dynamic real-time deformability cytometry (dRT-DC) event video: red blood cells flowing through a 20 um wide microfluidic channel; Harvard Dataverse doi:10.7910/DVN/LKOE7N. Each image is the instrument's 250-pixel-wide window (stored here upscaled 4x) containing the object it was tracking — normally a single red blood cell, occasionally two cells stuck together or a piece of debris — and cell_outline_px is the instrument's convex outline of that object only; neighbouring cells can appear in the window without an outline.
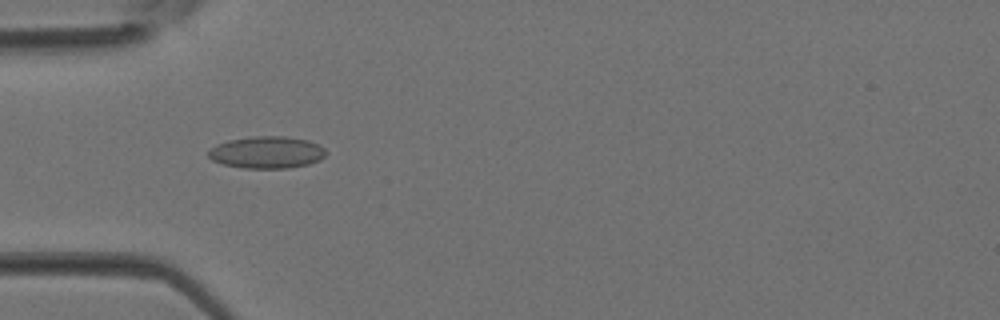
{"species": "Egyptian fruit bat (a non-hibernating species)", "species_latin": "Rousettus aegyptiacus", "temperature_condition": "room temperature", "stored_images_in_passage": 5, "camera_frame_rate_fps": 3000, "um_per_image_px": 0.085, "animal": {"sex": "female"}, "frame": {"image": 1, "passage_image": 4, "time_ms": 1.0, "image_size_px": [1000, 320], "cell_outline_px": [[328, 152], [320, 160], [308, 164], [288, 168], [244, 168], [224, 164], [212, 160], [208, 156], [208, 152], [216, 144], [228, 140], [252, 136], [284, 136], [308, 140], [320, 144]], "centroid_in_image_um": [22.71, 12.94], "position_along_channel_um": 62.3, "area_um2": 22.02}}
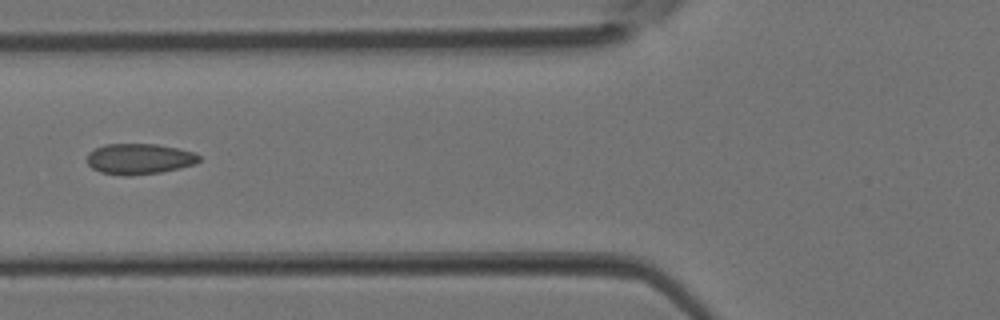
{"frame": {"image": 2, "passage_image": 5, "time_ms": 1.333, "image_size_px": [1000, 320], "cell_outline_px": [[200, 160], [196, 164], [160, 172], [128, 176], [124, 176], [100, 172], [92, 168], [88, 164], [88, 152], [104, 144], [156, 144], [196, 152], [200, 156]], "centroid_in_image_um": [11.84, 13.5], "position_along_channel_um": 114.0, "area_um2": 20.06}}